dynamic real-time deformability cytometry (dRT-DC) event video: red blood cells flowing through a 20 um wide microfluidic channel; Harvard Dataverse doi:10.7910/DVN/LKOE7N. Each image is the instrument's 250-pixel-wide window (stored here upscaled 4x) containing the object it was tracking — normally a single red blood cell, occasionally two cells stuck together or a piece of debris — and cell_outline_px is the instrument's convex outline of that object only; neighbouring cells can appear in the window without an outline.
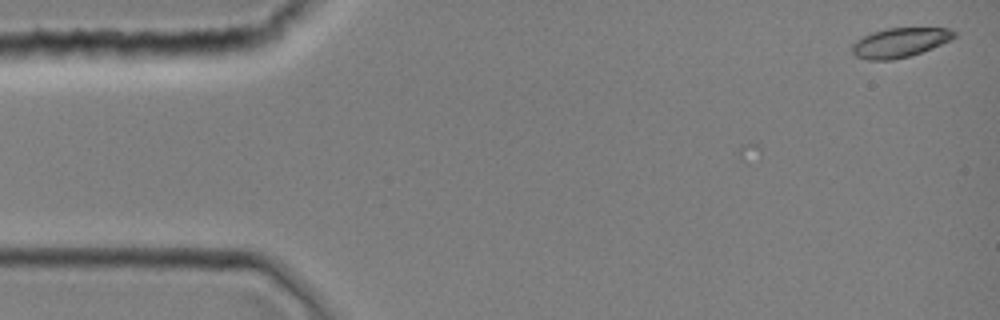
{"species": "common noctule bat (a hibernating species)", "species_latin": "Nyctalus noctula", "temperature_condition": "room temperature", "stored_images_in_passage": 4, "camera_frame_rate_fps": 3000, "um_per_image_px": 0.085, "animal": {"sex": "female", "body_mass_g": 19.0, "forearm_length_mm": 51.5}, "frame": {"image": 1, "passage_image": 1, "time_ms": 0.0, "image_size_px": [1000, 320], "cell_outline_px": [[956, 36], [952, 40], [932, 48], [908, 56], [892, 60], [868, 60], [856, 56], [852, 52], [852, 44], [856, 40], [872, 32], [888, 28], [948, 28], [956, 32]], "centroid_in_image_um": [76.49, 3.61], "position_along_channel_um": 8.5, "area_um2": 17.46}}